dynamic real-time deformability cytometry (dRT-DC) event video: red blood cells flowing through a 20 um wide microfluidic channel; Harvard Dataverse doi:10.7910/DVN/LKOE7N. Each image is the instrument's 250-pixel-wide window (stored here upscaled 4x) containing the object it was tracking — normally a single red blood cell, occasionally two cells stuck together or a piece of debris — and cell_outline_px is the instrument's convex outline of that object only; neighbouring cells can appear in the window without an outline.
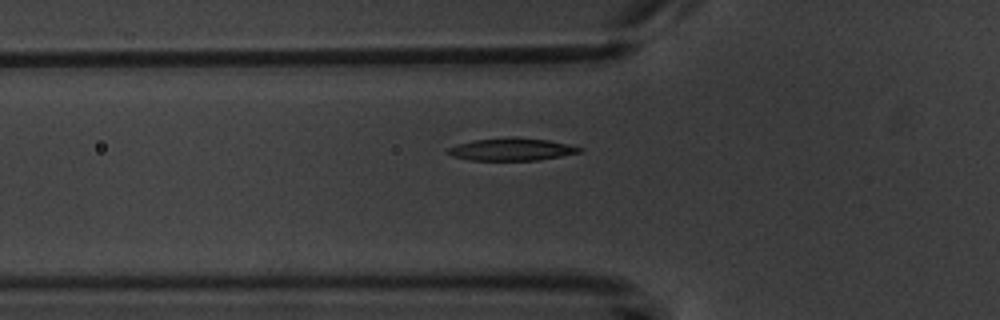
{"species": "common noctule bat (a hibernating species)", "species_latin": "Nyctalus noctula", "temperature_condition": "warm", "stored_images_in_passage": 7, "camera_frame_rate_fps": 3000, "um_per_image_px": 0.085, "animal": {"sex": "male", "body_mass_g": 20.1, "forearm_length_mm": 53.5}, "frame": {"image": 1, "passage_image": 7, "time_ms": 8.0, "image_size_px": [1000, 320], "cell_outline_px": [[584, 148], [580, 152], [540, 160], [468, 160], [452, 156], [448, 152], [448, 148], [472, 140], [516, 136], [548, 140], [568, 144]], "centroid_in_image_um": [43.51, 12.68], "position_along_channel_um": 82.3, "area_um2": 17.22}}